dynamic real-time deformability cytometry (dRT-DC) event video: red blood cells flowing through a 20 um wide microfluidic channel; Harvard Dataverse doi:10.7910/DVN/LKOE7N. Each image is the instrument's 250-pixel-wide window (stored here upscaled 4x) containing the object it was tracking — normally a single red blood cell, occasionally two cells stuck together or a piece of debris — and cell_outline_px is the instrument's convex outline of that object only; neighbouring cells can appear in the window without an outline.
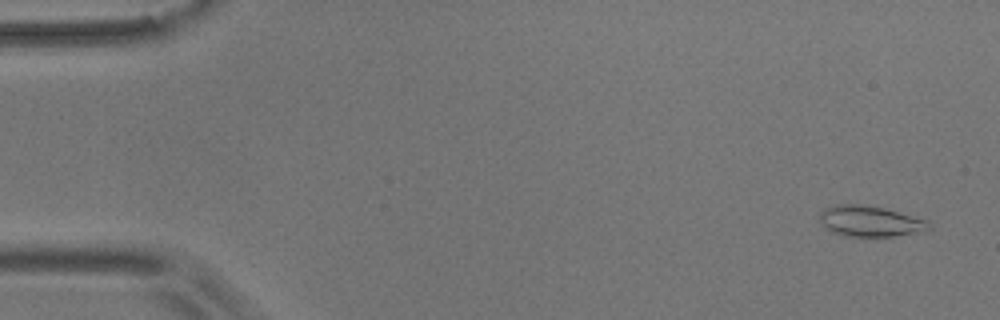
{"species": "common noctule bat (a hibernating species)", "species_latin": "Nyctalus noctula", "temperature_condition": "room temperature", "stored_images_in_passage": 55, "camera_frame_rate_fps": 3000, "um_per_image_px": 0.085, "animal": {"sex": "male", "body_mass_g": 17.9}, "frame": {"image": 1, "passage_image": 3, "time_ms": 0.667, "image_size_px": [1000, 320], "cell_outline_px": [[932, 228], [924, 232], [892, 236], [844, 236], [832, 232], [824, 228], [820, 220], [820, 212], [824, 208], [836, 204], [860, 204], [884, 208], [928, 220], [932, 224]], "centroid_in_image_um": [73.98, 18.81], "position_along_channel_um": 11.0, "area_um2": 19.83}}
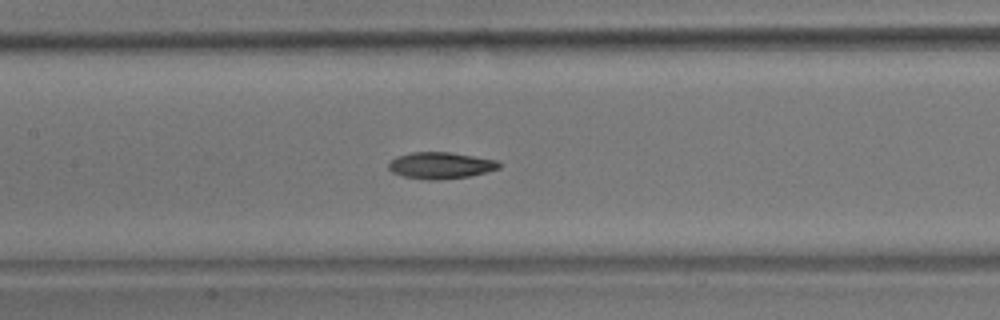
{"frame": {"image": 2, "passage_image": 26, "time_ms": 8.333, "image_size_px": [1000, 320], "cell_outline_px": [[500, 168], [488, 172], [468, 176], [440, 180], [428, 180], [404, 176], [392, 172], [388, 168], [388, 164], [396, 156], [412, 152], [448, 152], [500, 160]], "centroid_in_image_um": [37.48, 14.06], "position_along_channel_um": 169.9, "area_um2": 17.17}}
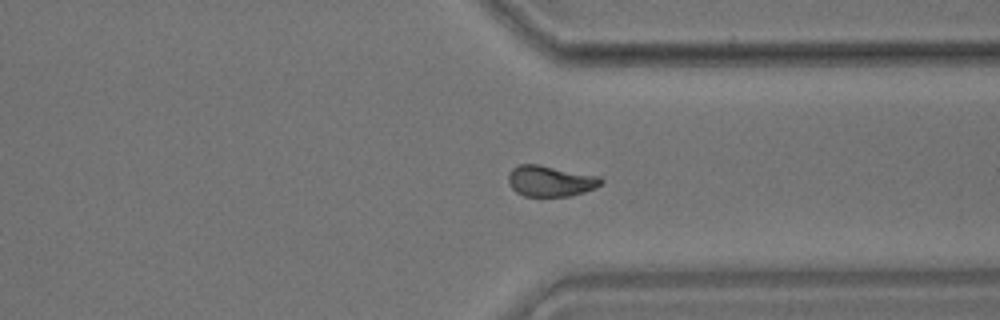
{"frame": {"image": 3, "passage_image": 42, "time_ms": 13.667, "image_size_px": [1000, 320], "cell_outline_px": [[604, 184], [596, 188], [572, 196], [524, 196], [516, 192], [508, 184], [508, 172], [516, 164], [540, 164], [600, 176], [604, 180]], "centroid_in_image_um": [46.8, 15.38], "position_along_channel_um": 364.6, "area_um2": 17.11}, "authors_computed_cell_mechanics": {"area_um2": 17.1666, "velocity_mm_per_s": 3.6557, "shape_relaxation_time_tau1_ms": 6.1437, "shape_relaxation_time_tau2_ms": 5.7493, "deformation_change_tau1": 0.1419, "deformation_change_tau2": 0.111}}